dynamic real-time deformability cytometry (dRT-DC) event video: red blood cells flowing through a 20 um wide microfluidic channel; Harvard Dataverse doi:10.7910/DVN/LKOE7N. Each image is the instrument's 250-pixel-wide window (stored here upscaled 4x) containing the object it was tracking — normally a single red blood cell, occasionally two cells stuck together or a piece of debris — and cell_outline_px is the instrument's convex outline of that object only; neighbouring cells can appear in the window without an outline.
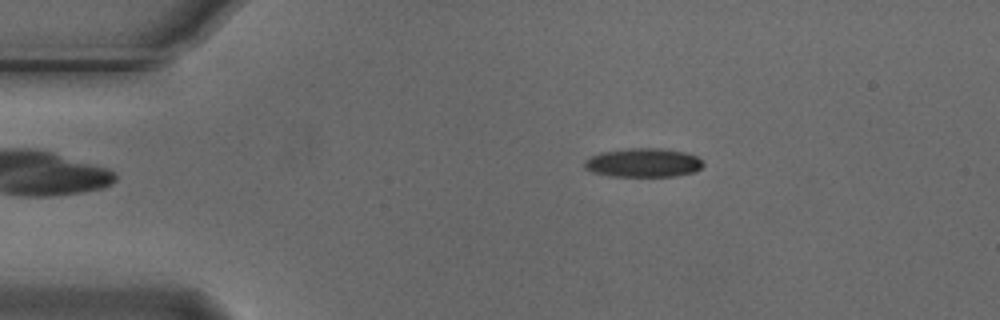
{"species": "Egyptian fruit bat (a non-hibernating species)", "species_latin": "Rousettus aegyptiacus", "temperature_condition": "cold", "stored_images_in_passage": 55, "camera_frame_rate_fps": 3000, "um_per_image_px": 0.085, "animal": {"sex": "male"}, "frame": {"image": 1, "passage_image": 10, "time_ms": 3.0, "image_size_px": [1000, 320], "cell_outline_px": [[704, 164], [696, 172], [676, 176], [608, 176], [592, 172], [584, 168], [584, 160], [600, 152], [628, 148], [660, 148], [684, 152], [696, 156]], "centroid_in_image_um": [54.65, 13.83], "position_along_channel_um": 30.3, "area_um2": 20.06}}
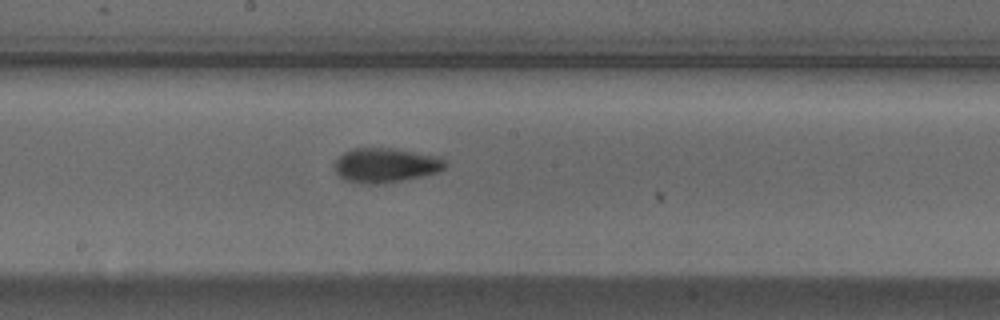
{"frame": {"image": 2, "passage_image": 29, "time_ms": 9.333, "image_size_px": [1000, 320], "cell_outline_px": [[448, 164], [444, 168], [436, 172], [420, 176], [380, 184], [368, 184], [344, 180], [332, 168], [332, 164], [344, 152], [352, 148], [392, 148], [440, 156], [448, 160]], "centroid_in_image_um": [32.76, 14.03], "position_along_channel_um": 215.4, "area_um2": 22.37}}
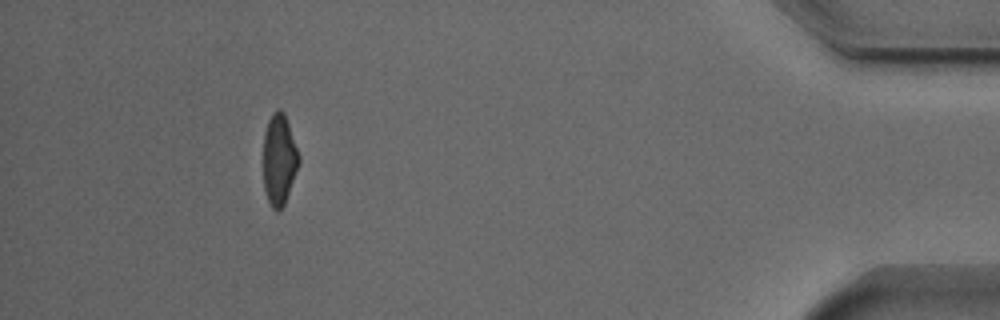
{"frame": {"image": 3, "passage_image": 50, "time_ms": 16.333, "image_size_px": [1000, 320], "cell_outline_px": [[300, 160], [284, 204], [276, 212], [272, 208], [268, 200], [264, 188], [264, 132], [268, 120], [272, 112], [280, 108], [284, 112], [300, 156]], "centroid_in_image_um": [23.72, 13.52], "position_along_channel_um": 411.5, "area_um2": 18.61}, "authors_computed_cell_mechanics": {"area_um2": 20.1722, "velocity_mm_per_s": 3.7187, "shape_relaxation_time_tau1_ms": 5.1058, "shape_relaxation_time_tau2_ms": 3.5412, "deformation_change_tau1": 0.1476, "deformation_change_tau2": 0.0901}}